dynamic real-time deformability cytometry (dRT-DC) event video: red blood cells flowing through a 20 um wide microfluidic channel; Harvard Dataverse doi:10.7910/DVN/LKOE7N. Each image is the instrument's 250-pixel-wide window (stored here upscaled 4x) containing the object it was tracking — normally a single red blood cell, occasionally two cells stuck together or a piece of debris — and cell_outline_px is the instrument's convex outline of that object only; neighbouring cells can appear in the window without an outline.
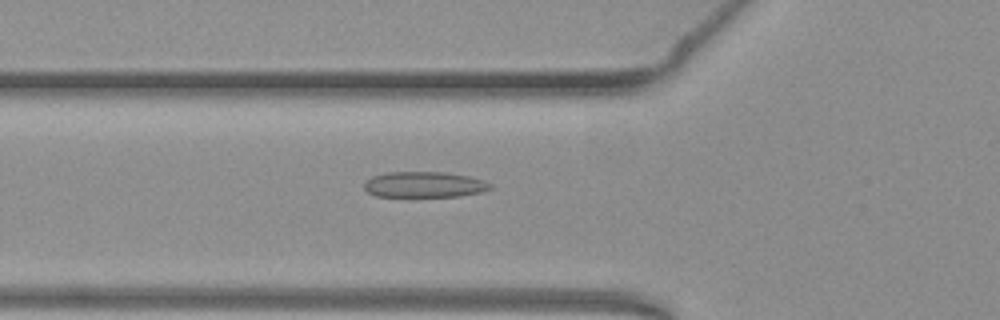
{"species": "common noctule bat (a hibernating species)", "species_latin": "Nyctalus noctula", "temperature_condition": "warm", "stored_images_in_passage": 46, "camera_frame_rate_fps": 3000, "um_per_image_px": 0.085, "animal": {"sex": "female", "body_mass_g": 19.3, "forearm_length_mm": 54.1}, "frame": {"image": 1, "passage_image": 12, "time_ms": 3.667, "image_size_px": [1000, 320], "cell_outline_px": [[492, 188], [484, 192], [460, 196], [376, 196], [368, 192], [364, 188], [364, 184], [372, 176], [388, 172], [444, 172], [468, 176], [484, 180], [492, 184]], "centroid_in_image_um": [36.11, 15.69], "position_along_channel_um": 89.7, "area_um2": 18.9}}
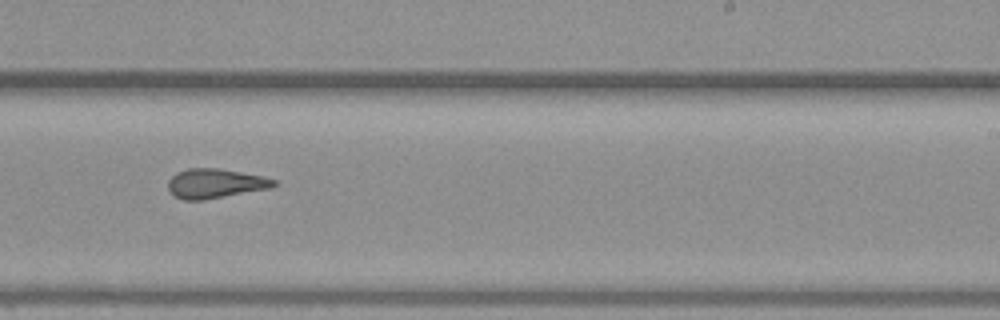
{"frame": {"image": 2, "passage_image": 26, "time_ms": 8.333, "image_size_px": [1000, 320], "cell_outline_px": [[276, 184], [272, 188], [204, 200], [184, 200], [172, 196], [168, 188], [168, 180], [176, 172], [188, 168], [220, 168], [264, 176], [276, 180]], "centroid_in_image_um": [18.28, 15.59], "position_along_channel_um": 270.7, "area_um2": 18.44}}
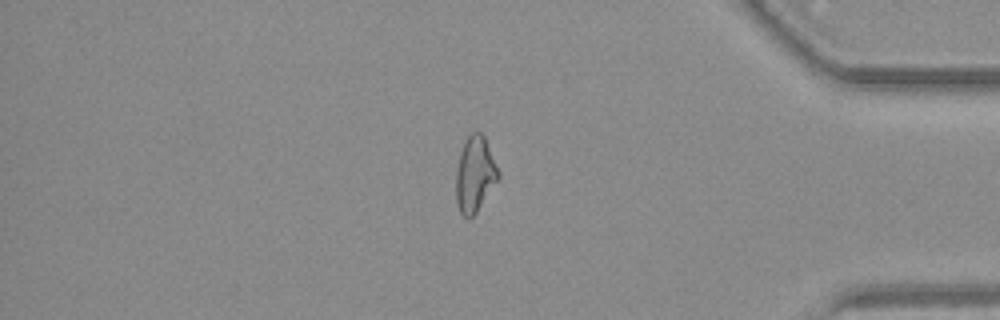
{"frame": {"image": 3, "passage_image": 38, "time_ms": 12.333, "image_size_px": [1000, 320], "cell_outline_px": [[500, 176], [476, 212], [468, 220], [460, 212], [456, 204], [456, 168], [460, 152], [468, 136], [472, 132], [480, 132], [484, 136], [500, 172]], "centroid_in_image_um": [40.35, 14.82], "position_along_channel_um": 394.8, "area_um2": 18.5}, "authors_computed_cell_mechanics": {"area_um2": 18.496, "velocity_mm_per_s": 3.8789, "shape_relaxation_time_tau1_ms": null, "shape_relaxation_time_tau2_ms": 2.7473, "deformation_change_tau1": null, "deformation_change_tau2": 0.1212}}